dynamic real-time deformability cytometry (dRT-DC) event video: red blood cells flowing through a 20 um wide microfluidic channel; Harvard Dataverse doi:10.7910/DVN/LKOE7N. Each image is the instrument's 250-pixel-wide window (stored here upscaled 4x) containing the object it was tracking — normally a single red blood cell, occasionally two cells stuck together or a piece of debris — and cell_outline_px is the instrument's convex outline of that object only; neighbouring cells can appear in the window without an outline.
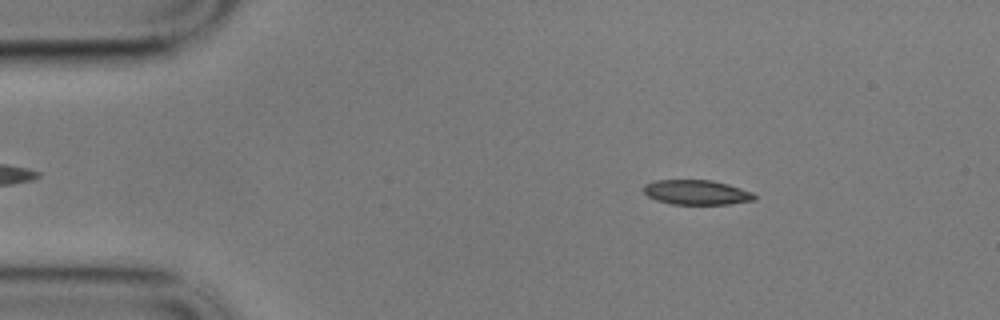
{"species": "common noctule bat (a hibernating species)", "species_latin": "Nyctalus noctula", "temperature_condition": "cold", "stored_images_in_passage": 54, "camera_frame_rate_fps": 3000, "um_per_image_px": 0.085, "animal": {"sex": "male", "body_mass_g": 17.9}, "frame": {"image": 1, "passage_image": 5, "time_ms": 1.333, "image_size_px": [1000, 320], "cell_outline_px": [[756, 200], [728, 204], [672, 204], [656, 200], [648, 196], [644, 192], [644, 184], [656, 180], [712, 180], [728, 184], [752, 192], [756, 196]], "centroid_in_image_um": [59.21, 16.35], "position_along_channel_um": 25.8, "area_um2": 15.95}}
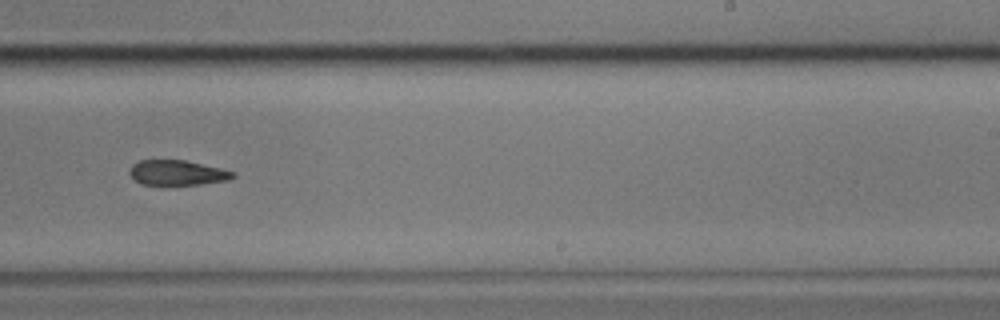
{"frame": {"image": 2, "passage_image": 32, "time_ms": 10.333, "image_size_px": [1000, 320], "cell_outline_px": [[236, 176], [228, 180], [200, 184], [144, 184], [136, 180], [128, 172], [132, 164], [140, 160], [184, 160], [220, 168], [236, 172]], "centroid_in_image_um": [15.09, 14.67], "position_along_channel_um": 273.9, "area_um2": 14.85}}
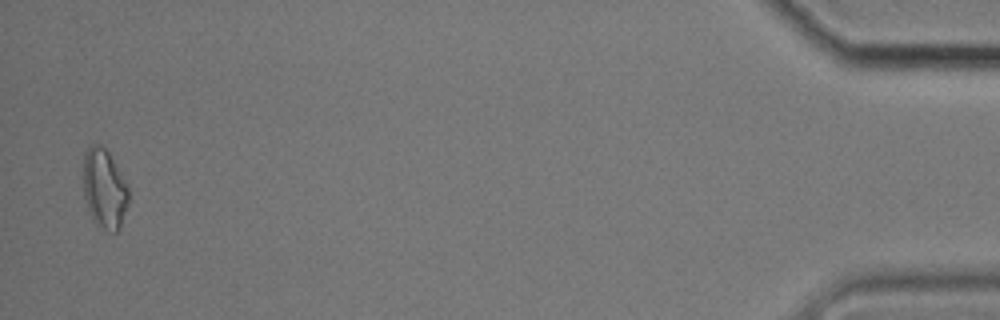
{"frame": {"image": 3, "passage_image": 53, "time_ms": 17.333, "image_size_px": [1000, 320], "cell_outline_px": [[128, 204], [120, 228], [116, 232], [108, 232], [92, 216], [88, 208], [84, 196], [84, 152], [92, 144], [100, 144], [108, 152], [128, 184]], "centroid_in_image_um": [8.89, 16.02], "position_along_channel_um": 426.3, "area_um2": 20.69}, "authors_computed_cell_mechanics": {"area_um2": 17.1088, "velocity_mm_per_s": 3.4261, "shape_relaxation_time_tau1_ms": 4.7807, "shape_relaxation_time_tau2_ms": null, "deformation_change_tau1": 0.1225, "deformation_change_tau2": null}}